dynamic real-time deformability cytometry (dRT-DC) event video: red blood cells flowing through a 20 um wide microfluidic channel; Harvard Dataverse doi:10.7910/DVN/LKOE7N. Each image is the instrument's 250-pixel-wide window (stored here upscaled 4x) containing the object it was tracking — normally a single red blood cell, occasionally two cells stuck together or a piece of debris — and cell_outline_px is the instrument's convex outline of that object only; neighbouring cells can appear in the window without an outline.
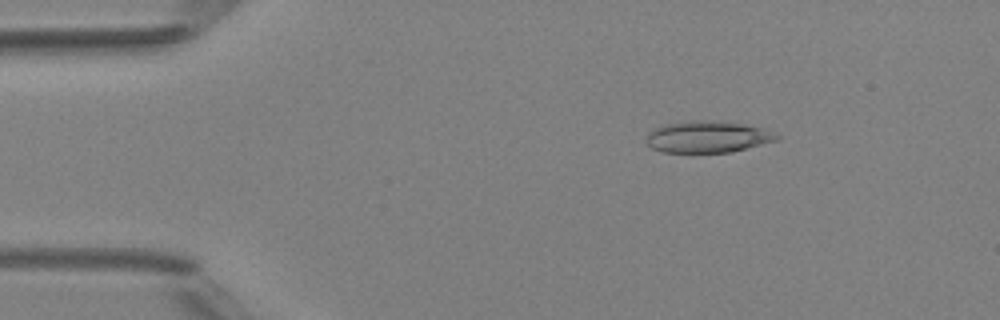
{"species": "Egyptian fruit bat (a non-hibernating species)", "species_latin": "Rousettus aegyptiacus", "temperature_condition": "room temperature", "stored_images_in_passage": 42, "camera_frame_rate_fps": 3000, "um_per_image_px": 0.085, "animal": {"sex": "female"}, "frame": {"image": 1, "passage_image": 1, "time_ms": 0.0, "image_size_px": [1000, 320], "cell_outline_px": [[780, 136], [776, 140], [732, 152], [660, 152], [652, 148], [648, 144], [648, 132], [652, 128], [660, 124], [684, 120], [720, 120], [744, 124], [764, 128]], "centroid_in_image_um": [60.1, 11.6], "position_along_channel_um": 24.9, "area_um2": 24.33}}
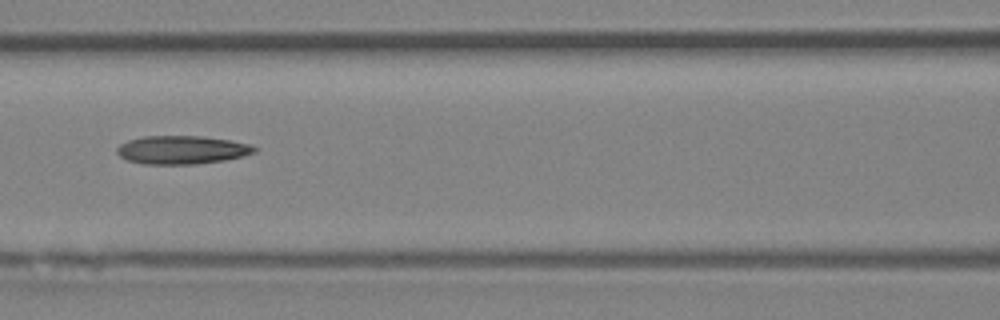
{"frame": {"image": 2, "passage_image": 15, "time_ms": 4.667, "image_size_px": [1000, 320], "cell_outline_px": [[256, 152], [244, 156], [224, 160], [196, 164], [144, 164], [128, 160], [120, 156], [116, 152], [116, 148], [120, 144], [128, 140], [144, 136], [200, 136], [228, 140], [248, 144], [256, 148]], "centroid_in_image_um": [15.43, 12.74], "position_along_channel_um": 151.2, "area_um2": 22.6}}
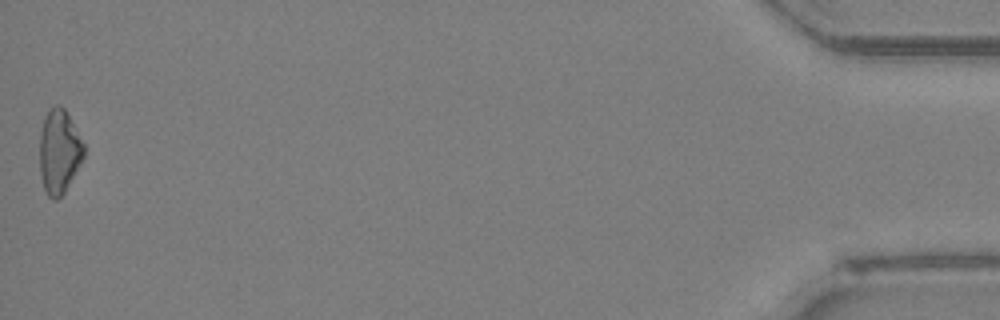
{"frame": {"image": 3, "passage_image": 42, "time_ms": 13.667, "image_size_px": [1000, 320], "cell_outline_px": [[84, 156], [64, 192], [56, 200], [52, 200], [48, 196], [44, 188], [40, 172], [40, 132], [44, 116], [56, 104], [60, 104], [64, 108], [84, 144]], "centroid_in_image_um": [5.01, 12.87], "position_along_channel_um": 430.2, "area_um2": 21.33}, "authors_computed_cell_mechanics": {"area_um2": 22.0507, "velocity_mm_per_s": 4.214, "shape_relaxation_time_tau1_ms": 6.8389, "shape_relaxation_time_tau2_ms": null, "deformation_change_tau1": 0.1915, "deformation_change_tau2": null}}